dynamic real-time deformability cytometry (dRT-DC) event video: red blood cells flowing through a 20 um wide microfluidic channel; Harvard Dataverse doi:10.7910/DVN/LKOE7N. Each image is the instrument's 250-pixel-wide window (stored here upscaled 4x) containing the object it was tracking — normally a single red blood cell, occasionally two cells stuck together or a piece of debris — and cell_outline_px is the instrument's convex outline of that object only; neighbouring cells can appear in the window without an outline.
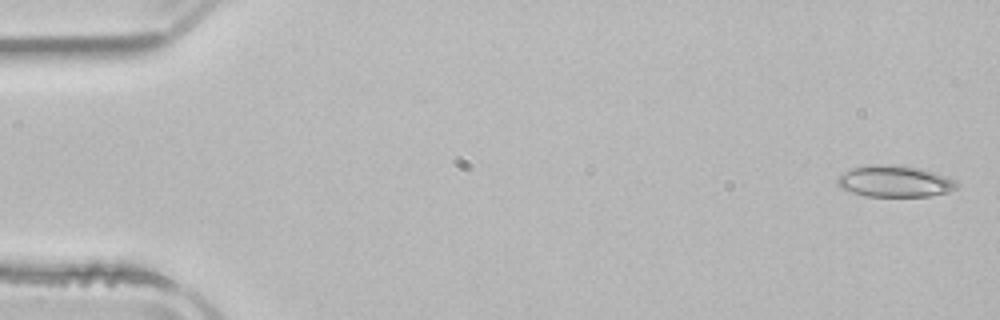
{"species": "common noctule bat (a hibernating species)", "species_latin": "Nyctalus noctula", "temperature_condition": "room temperature", "stored_images_in_passage": 9, "camera_frame_rate_fps": 3000, "um_per_image_px": 0.085, "animal": {"sex": "male", "body_mass_g": 21.5, "forearm_length_mm": 52.0}, "frame": {"image": 1, "passage_image": 2, "time_ms": 0.333, "image_size_px": [1000, 320], "cell_outline_px": [[960, 184], [956, 188], [948, 192], [928, 196], [864, 196], [840, 188], [836, 184], [836, 180], [844, 172], [852, 168], [864, 164], [896, 164], [920, 168], [956, 180]], "centroid_in_image_um": [76.02, 15.4], "position_along_channel_um": 9.0, "area_um2": 22.08}}